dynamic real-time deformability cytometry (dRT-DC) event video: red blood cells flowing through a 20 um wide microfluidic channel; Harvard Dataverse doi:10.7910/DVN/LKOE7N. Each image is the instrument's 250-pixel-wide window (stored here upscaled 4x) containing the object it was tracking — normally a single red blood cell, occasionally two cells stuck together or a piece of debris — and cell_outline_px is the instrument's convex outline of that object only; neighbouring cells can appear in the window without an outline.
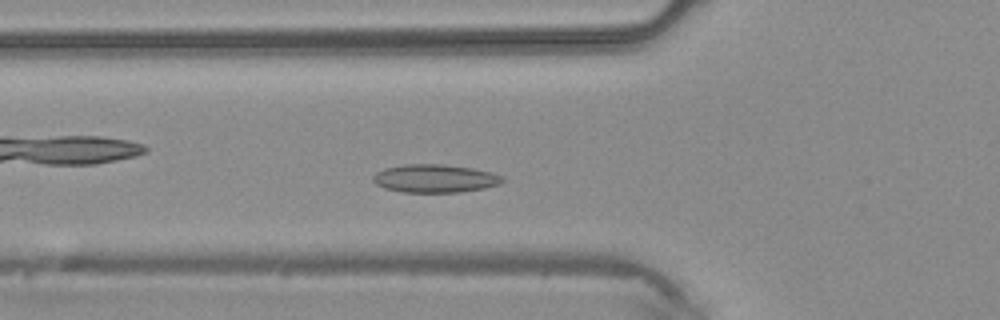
{"species": "common noctule bat (a hibernating species)", "species_latin": "Nyctalus noctula", "temperature_condition": "warm", "stored_images_in_passage": 35, "camera_frame_rate_fps": 3000, "um_per_image_px": 0.085, "animal": {"sex": "male", "body_mass_g": 20.4}, "frame": {"image": 1, "passage_image": 7, "time_ms": 2.0, "image_size_px": [1000, 320], "cell_outline_px": [[508, 180], [500, 184], [484, 188], [460, 192], [404, 192], [384, 188], [376, 184], [372, 180], [372, 176], [376, 172], [384, 168], [404, 164], [444, 164], [472, 168], [492, 172], [504, 176]], "centroid_in_image_um": [37.0, 15.16], "position_along_channel_um": 88.8, "area_um2": 21.5}}
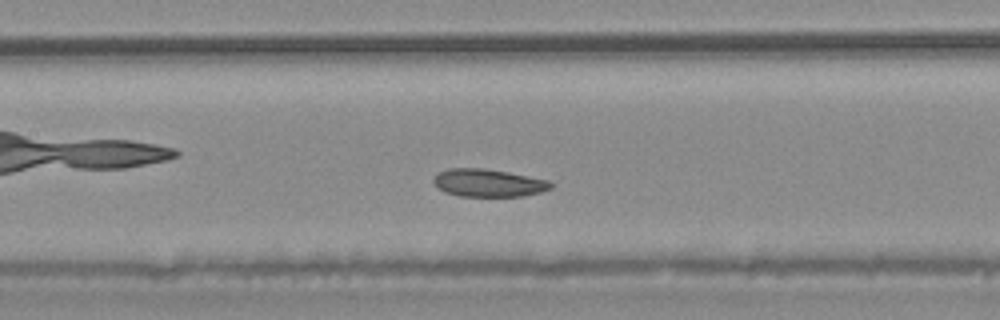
{"frame": {"image": 2, "passage_image": 12, "time_ms": 3.667, "image_size_px": [1000, 320], "cell_outline_px": [[552, 188], [540, 192], [524, 196], [460, 196], [444, 192], [432, 180], [440, 172], [448, 168], [484, 168], [508, 172], [548, 180], [552, 184]], "centroid_in_image_um": [41.52, 15.55], "position_along_channel_um": 165.9, "area_um2": 18.79}}
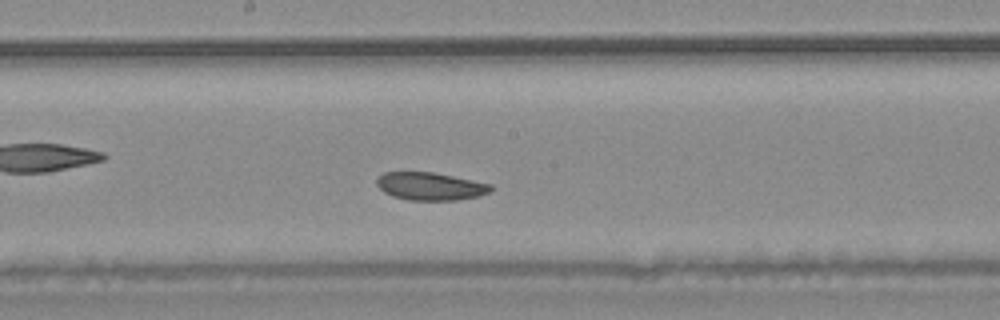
{"frame": {"image": 3, "passage_image": 15, "time_ms": 4.667, "image_size_px": [1000, 320], "cell_outline_px": [[492, 188], [488, 192], [480, 196], [456, 200], [408, 200], [392, 196], [384, 192], [376, 184], [376, 176], [384, 172], [432, 172], [492, 184]], "centroid_in_image_um": [36.54, 15.83], "position_along_channel_um": 211.7, "area_um2": 18.5}}